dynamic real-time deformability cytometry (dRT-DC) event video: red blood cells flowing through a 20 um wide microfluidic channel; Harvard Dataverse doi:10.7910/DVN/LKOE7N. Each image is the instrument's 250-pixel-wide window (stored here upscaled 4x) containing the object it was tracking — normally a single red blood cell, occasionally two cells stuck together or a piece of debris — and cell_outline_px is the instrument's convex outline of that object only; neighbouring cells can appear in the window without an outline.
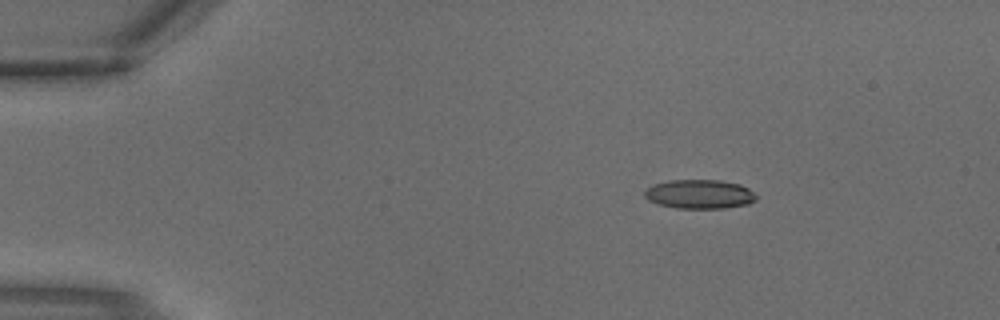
{"species": "common noctule bat (a hibernating species)", "species_latin": "Nyctalus noctula", "temperature_condition": "warm", "stored_images_in_passage": 2, "camera_frame_rate_fps": 3000, "um_per_image_px": 0.085, "animal": {"sex": "male", "body_mass_g": 18.8}, "frame": {"image": 1, "passage_image": 1, "time_ms": 0.0, "image_size_px": [1000, 320], "cell_outline_px": [[756, 200], [748, 204], [724, 208], [676, 208], [660, 204], [648, 200], [644, 196], [644, 192], [652, 184], [668, 180], [720, 180], [740, 184], [756, 192]], "centroid_in_image_um": [59.48, 16.49], "position_along_channel_um": 25.5, "area_um2": 19.02}}